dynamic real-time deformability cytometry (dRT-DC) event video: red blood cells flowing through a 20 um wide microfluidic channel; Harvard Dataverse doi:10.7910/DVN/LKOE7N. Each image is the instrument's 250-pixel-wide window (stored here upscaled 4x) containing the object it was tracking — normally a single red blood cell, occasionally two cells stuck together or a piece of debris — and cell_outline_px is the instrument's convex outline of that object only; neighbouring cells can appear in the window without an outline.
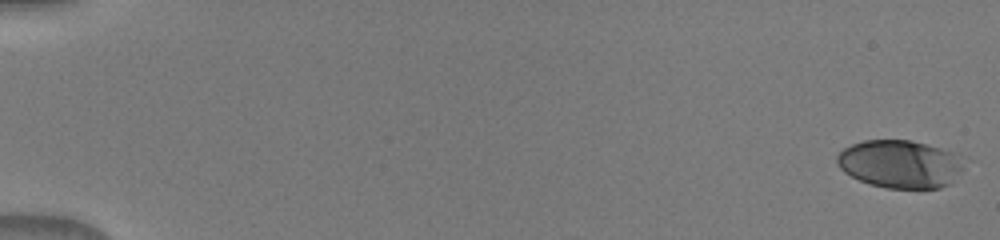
{"species": "human", "species_latin": "Homo sapiens", "temperature_condition": "warm", "stored_images_in_passage": 51, "camera_frame_rate_fps": 3000, "um_per_image_px": 0.085, "donor": {"sex": "male"}, "frame": {"image": 1, "passage_image": 1, "time_ms": 0.0, "image_size_px": [1000, 240], "cell_outline_px": [[964, 168], [948, 184], [940, 188], [884, 188], [868, 184], [844, 172], [836, 164], [836, 156], [844, 148], [852, 144], [864, 140], [908, 140], [940, 148], [952, 152]], "centroid_in_image_um": [76.43, 13.95], "position_along_channel_um": 8.6, "area_um2": 35.03}}
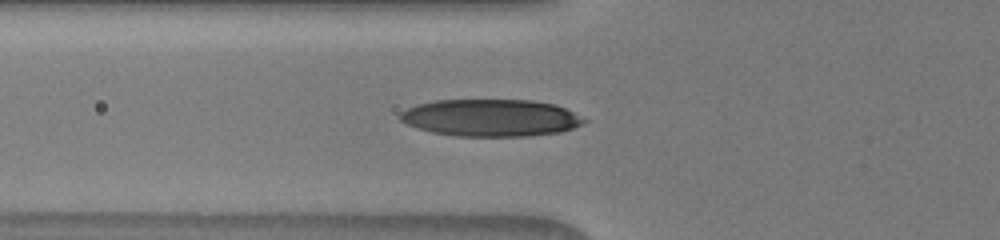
{"frame": {"image": 2, "passage_image": 20, "time_ms": 6.333, "image_size_px": [1000, 240], "cell_outline_px": [[588, 120], [584, 124], [560, 132], [528, 136], [456, 136], [432, 132], [408, 124], [400, 120], [400, 112], [416, 104], [436, 100], [532, 100], [556, 104]], "centroid_in_image_um": [41.73, 10.01], "position_along_channel_um": 84.1, "area_um2": 39.77}}
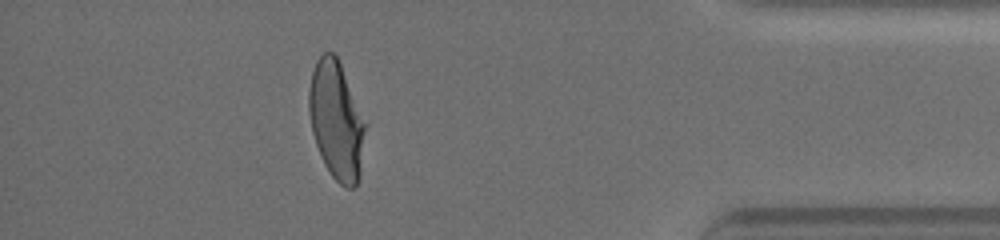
{"frame": {"image": 3, "passage_image": 46, "time_ms": 15.0, "image_size_px": [1000, 240], "cell_outline_px": [[368, 124], [360, 176], [356, 188], [348, 188], [340, 184], [332, 176], [324, 164], [316, 144], [312, 132], [308, 108], [308, 92], [312, 72], [316, 60], [324, 52], [332, 52], [336, 56], [340, 64]], "centroid_in_image_um": [28.62, 10.28], "position_along_channel_um": 406.6, "area_um2": 39.3}}